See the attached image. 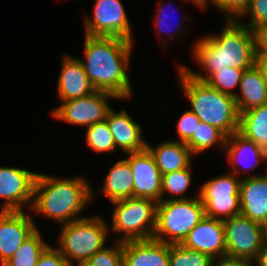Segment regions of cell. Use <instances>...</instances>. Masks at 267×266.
<instances>
[{
	"mask_svg": "<svg viewBox=\"0 0 267 266\" xmlns=\"http://www.w3.org/2000/svg\"><path fill=\"white\" fill-rule=\"evenodd\" d=\"M111 97L118 100L112 93L95 90L89 95L62 102L52 110V116L72 125L88 127L106 119L111 109L107 100Z\"/></svg>",
	"mask_w": 267,
	"mask_h": 266,
	"instance_id": "cell-11",
	"label": "cell"
},
{
	"mask_svg": "<svg viewBox=\"0 0 267 266\" xmlns=\"http://www.w3.org/2000/svg\"><path fill=\"white\" fill-rule=\"evenodd\" d=\"M244 71V69L227 67L213 73L205 82L221 93L235 97L236 92L231 89L240 85Z\"/></svg>",
	"mask_w": 267,
	"mask_h": 266,
	"instance_id": "cell-30",
	"label": "cell"
},
{
	"mask_svg": "<svg viewBox=\"0 0 267 266\" xmlns=\"http://www.w3.org/2000/svg\"><path fill=\"white\" fill-rule=\"evenodd\" d=\"M193 59L207 75L181 65L193 78L206 81L213 73L227 67L250 69L256 64L254 31L239 20H226L220 35L209 34L194 43Z\"/></svg>",
	"mask_w": 267,
	"mask_h": 266,
	"instance_id": "cell-1",
	"label": "cell"
},
{
	"mask_svg": "<svg viewBox=\"0 0 267 266\" xmlns=\"http://www.w3.org/2000/svg\"><path fill=\"white\" fill-rule=\"evenodd\" d=\"M24 211H0V264L3 266L38 227Z\"/></svg>",
	"mask_w": 267,
	"mask_h": 266,
	"instance_id": "cell-14",
	"label": "cell"
},
{
	"mask_svg": "<svg viewBox=\"0 0 267 266\" xmlns=\"http://www.w3.org/2000/svg\"><path fill=\"white\" fill-rule=\"evenodd\" d=\"M254 263H257L255 266H267V243H263Z\"/></svg>",
	"mask_w": 267,
	"mask_h": 266,
	"instance_id": "cell-39",
	"label": "cell"
},
{
	"mask_svg": "<svg viewBox=\"0 0 267 266\" xmlns=\"http://www.w3.org/2000/svg\"><path fill=\"white\" fill-rule=\"evenodd\" d=\"M255 35V48H256V60L267 61V25L256 28Z\"/></svg>",
	"mask_w": 267,
	"mask_h": 266,
	"instance_id": "cell-36",
	"label": "cell"
},
{
	"mask_svg": "<svg viewBox=\"0 0 267 266\" xmlns=\"http://www.w3.org/2000/svg\"><path fill=\"white\" fill-rule=\"evenodd\" d=\"M224 151L228 153V161L233 166L230 173L235 174L237 177H239L238 174L242 169L248 172L247 176H245L247 178L257 176V174H250L249 171L251 169L254 170L260 162H264L265 150L257 146L252 140L246 138L239 131L226 138ZM243 164L244 166L239 169V166Z\"/></svg>",
	"mask_w": 267,
	"mask_h": 266,
	"instance_id": "cell-20",
	"label": "cell"
},
{
	"mask_svg": "<svg viewBox=\"0 0 267 266\" xmlns=\"http://www.w3.org/2000/svg\"><path fill=\"white\" fill-rule=\"evenodd\" d=\"M226 138L227 136L217 127L200 121L192 137L185 144L194 156L216 144L221 145L220 147L224 149Z\"/></svg>",
	"mask_w": 267,
	"mask_h": 266,
	"instance_id": "cell-26",
	"label": "cell"
},
{
	"mask_svg": "<svg viewBox=\"0 0 267 266\" xmlns=\"http://www.w3.org/2000/svg\"><path fill=\"white\" fill-rule=\"evenodd\" d=\"M112 132L115 147L124 153L139 152L147 148L142 138V128L126 110L116 112L112 108L108 111L106 119Z\"/></svg>",
	"mask_w": 267,
	"mask_h": 266,
	"instance_id": "cell-18",
	"label": "cell"
},
{
	"mask_svg": "<svg viewBox=\"0 0 267 266\" xmlns=\"http://www.w3.org/2000/svg\"><path fill=\"white\" fill-rule=\"evenodd\" d=\"M249 14V23L243 24L251 30L267 25V0H251L247 10L241 17Z\"/></svg>",
	"mask_w": 267,
	"mask_h": 266,
	"instance_id": "cell-33",
	"label": "cell"
},
{
	"mask_svg": "<svg viewBox=\"0 0 267 266\" xmlns=\"http://www.w3.org/2000/svg\"><path fill=\"white\" fill-rule=\"evenodd\" d=\"M133 176L129 162L125 158L120 159L107 173L99 192L111 202L133 197Z\"/></svg>",
	"mask_w": 267,
	"mask_h": 266,
	"instance_id": "cell-23",
	"label": "cell"
},
{
	"mask_svg": "<svg viewBox=\"0 0 267 266\" xmlns=\"http://www.w3.org/2000/svg\"><path fill=\"white\" fill-rule=\"evenodd\" d=\"M38 173L26 169L0 166V198L5 199L0 211H24L31 208Z\"/></svg>",
	"mask_w": 267,
	"mask_h": 266,
	"instance_id": "cell-12",
	"label": "cell"
},
{
	"mask_svg": "<svg viewBox=\"0 0 267 266\" xmlns=\"http://www.w3.org/2000/svg\"><path fill=\"white\" fill-rule=\"evenodd\" d=\"M210 3L218 10L220 9L222 13H226L227 20H239L249 7L251 0H206L203 9L205 10L207 4Z\"/></svg>",
	"mask_w": 267,
	"mask_h": 266,
	"instance_id": "cell-32",
	"label": "cell"
},
{
	"mask_svg": "<svg viewBox=\"0 0 267 266\" xmlns=\"http://www.w3.org/2000/svg\"><path fill=\"white\" fill-rule=\"evenodd\" d=\"M223 222L226 257L254 262L264 243L263 225L241 213Z\"/></svg>",
	"mask_w": 267,
	"mask_h": 266,
	"instance_id": "cell-9",
	"label": "cell"
},
{
	"mask_svg": "<svg viewBox=\"0 0 267 266\" xmlns=\"http://www.w3.org/2000/svg\"><path fill=\"white\" fill-rule=\"evenodd\" d=\"M81 176L61 179L38 173L29 210L51 217L61 225L76 221L94 196L89 182Z\"/></svg>",
	"mask_w": 267,
	"mask_h": 266,
	"instance_id": "cell-3",
	"label": "cell"
},
{
	"mask_svg": "<svg viewBox=\"0 0 267 266\" xmlns=\"http://www.w3.org/2000/svg\"><path fill=\"white\" fill-rule=\"evenodd\" d=\"M204 217V205L199 196L186 200L159 201L152 238L166 244H181Z\"/></svg>",
	"mask_w": 267,
	"mask_h": 266,
	"instance_id": "cell-6",
	"label": "cell"
},
{
	"mask_svg": "<svg viewBox=\"0 0 267 266\" xmlns=\"http://www.w3.org/2000/svg\"><path fill=\"white\" fill-rule=\"evenodd\" d=\"M86 132V143L93 150L98 153L115 152V142L112 132L106 120L97 122L88 126Z\"/></svg>",
	"mask_w": 267,
	"mask_h": 266,
	"instance_id": "cell-29",
	"label": "cell"
},
{
	"mask_svg": "<svg viewBox=\"0 0 267 266\" xmlns=\"http://www.w3.org/2000/svg\"><path fill=\"white\" fill-rule=\"evenodd\" d=\"M235 101L239 113L267 103V88L260 68L255 64L243 72Z\"/></svg>",
	"mask_w": 267,
	"mask_h": 266,
	"instance_id": "cell-22",
	"label": "cell"
},
{
	"mask_svg": "<svg viewBox=\"0 0 267 266\" xmlns=\"http://www.w3.org/2000/svg\"><path fill=\"white\" fill-rule=\"evenodd\" d=\"M214 261L206 253L188 249L182 244H170L169 266H213Z\"/></svg>",
	"mask_w": 267,
	"mask_h": 266,
	"instance_id": "cell-28",
	"label": "cell"
},
{
	"mask_svg": "<svg viewBox=\"0 0 267 266\" xmlns=\"http://www.w3.org/2000/svg\"><path fill=\"white\" fill-rule=\"evenodd\" d=\"M81 58L84 71L95 90L114 94L119 100L132 95V84L127 74L133 42L118 37L88 36L84 38Z\"/></svg>",
	"mask_w": 267,
	"mask_h": 266,
	"instance_id": "cell-2",
	"label": "cell"
},
{
	"mask_svg": "<svg viewBox=\"0 0 267 266\" xmlns=\"http://www.w3.org/2000/svg\"><path fill=\"white\" fill-rule=\"evenodd\" d=\"M264 243H267V222L263 225Z\"/></svg>",
	"mask_w": 267,
	"mask_h": 266,
	"instance_id": "cell-41",
	"label": "cell"
},
{
	"mask_svg": "<svg viewBox=\"0 0 267 266\" xmlns=\"http://www.w3.org/2000/svg\"><path fill=\"white\" fill-rule=\"evenodd\" d=\"M83 266H123L122 242L116 241L115 248L106 246L96 252Z\"/></svg>",
	"mask_w": 267,
	"mask_h": 266,
	"instance_id": "cell-31",
	"label": "cell"
},
{
	"mask_svg": "<svg viewBox=\"0 0 267 266\" xmlns=\"http://www.w3.org/2000/svg\"><path fill=\"white\" fill-rule=\"evenodd\" d=\"M190 168L191 166L189 165L187 168H184L182 170L162 175L161 201L190 199L187 196L183 197L187 189L190 187V184L192 183V174L190 172ZM167 192L169 196L168 198L166 197L164 199V194ZM174 194L176 197L173 196Z\"/></svg>",
	"mask_w": 267,
	"mask_h": 266,
	"instance_id": "cell-27",
	"label": "cell"
},
{
	"mask_svg": "<svg viewBox=\"0 0 267 266\" xmlns=\"http://www.w3.org/2000/svg\"><path fill=\"white\" fill-rule=\"evenodd\" d=\"M49 246L36 229L3 266H37L41 254Z\"/></svg>",
	"mask_w": 267,
	"mask_h": 266,
	"instance_id": "cell-25",
	"label": "cell"
},
{
	"mask_svg": "<svg viewBox=\"0 0 267 266\" xmlns=\"http://www.w3.org/2000/svg\"><path fill=\"white\" fill-rule=\"evenodd\" d=\"M57 91L59 99L63 102L78 99L95 91L79 58L65 54L62 59Z\"/></svg>",
	"mask_w": 267,
	"mask_h": 266,
	"instance_id": "cell-19",
	"label": "cell"
},
{
	"mask_svg": "<svg viewBox=\"0 0 267 266\" xmlns=\"http://www.w3.org/2000/svg\"><path fill=\"white\" fill-rule=\"evenodd\" d=\"M126 154L128 157L125 159L129 162L134 175L133 196L161 201L162 175L152 153L146 148Z\"/></svg>",
	"mask_w": 267,
	"mask_h": 266,
	"instance_id": "cell-13",
	"label": "cell"
},
{
	"mask_svg": "<svg viewBox=\"0 0 267 266\" xmlns=\"http://www.w3.org/2000/svg\"><path fill=\"white\" fill-rule=\"evenodd\" d=\"M226 173L204 182L198 196L207 217L225 220L240 214L239 186L241 178Z\"/></svg>",
	"mask_w": 267,
	"mask_h": 266,
	"instance_id": "cell-8",
	"label": "cell"
},
{
	"mask_svg": "<svg viewBox=\"0 0 267 266\" xmlns=\"http://www.w3.org/2000/svg\"><path fill=\"white\" fill-rule=\"evenodd\" d=\"M112 226L119 242L146 240L153 237L156 226L157 202L147 197H130L112 202Z\"/></svg>",
	"mask_w": 267,
	"mask_h": 266,
	"instance_id": "cell-7",
	"label": "cell"
},
{
	"mask_svg": "<svg viewBox=\"0 0 267 266\" xmlns=\"http://www.w3.org/2000/svg\"><path fill=\"white\" fill-rule=\"evenodd\" d=\"M264 161H265V162L267 161V149L265 150V153H264ZM266 170H267V169H266ZM264 175L267 176V172H266V174H264Z\"/></svg>",
	"mask_w": 267,
	"mask_h": 266,
	"instance_id": "cell-42",
	"label": "cell"
},
{
	"mask_svg": "<svg viewBox=\"0 0 267 266\" xmlns=\"http://www.w3.org/2000/svg\"><path fill=\"white\" fill-rule=\"evenodd\" d=\"M123 266H169L170 244L151 238L122 242Z\"/></svg>",
	"mask_w": 267,
	"mask_h": 266,
	"instance_id": "cell-17",
	"label": "cell"
},
{
	"mask_svg": "<svg viewBox=\"0 0 267 266\" xmlns=\"http://www.w3.org/2000/svg\"><path fill=\"white\" fill-rule=\"evenodd\" d=\"M256 65L260 68L263 77H264V81L266 84V88H267V61L266 60H256Z\"/></svg>",
	"mask_w": 267,
	"mask_h": 266,
	"instance_id": "cell-40",
	"label": "cell"
},
{
	"mask_svg": "<svg viewBox=\"0 0 267 266\" xmlns=\"http://www.w3.org/2000/svg\"><path fill=\"white\" fill-rule=\"evenodd\" d=\"M240 213L264 225L267 222V176L241 178L239 186Z\"/></svg>",
	"mask_w": 267,
	"mask_h": 266,
	"instance_id": "cell-16",
	"label": "cell"
},
{
	"mask_svg": "<svg viewBox=\"0 0 267 266\" xmlns=\"http://www.w3.org/2000/svg\"><path fill=\"white\" fill-rule=\"evenodd\" d=\"M161 1H159V8H158V12H159V15L155 18V21H154V26H156V29H157V31H158V35H159V33H162V32H165V33H168V29L171 27V26H169L168 25V23L167 22H170L171 23V21H167L166 23H165V19L167 18V20L169 19L168 17H167V12L166 13H163L164 12V6L162 5L161 6V3H160ZM169 8H172L171 6H169ZM166 26H165V25ZM178 24H180L179 22H178ZM173 26V25H172ZM175 26H177V25H175ZM163 27L165 28L166 27V29H165V31H164V29H163ZM174 27V26H173ZM168 28V29H167ZM177 30H176V32H178L180 35H183V33H182V30H181V32H179L180 30H179V26H177V27H175ZM173 30H174V28H172ZM172 31V30H171ZM169 34V33H168ZM173 31H172V36H173Z\"/></svg>",
	"mask_w": 267,
	"mask_h": 266,
	"instance_id": "cell-37",
	"label": "cell"
},
{
	"mask_svg": "<svg viewBox=\"0 0 267 266\" xmlns=\"http://www.w3.org/2000/svg\"><path fill=\"white\" fill-rule=\"evenodd\" d=\"M253 261H248V260H239V259H231V258H221V259H216L214 261L213 266H255ZM254 264V265H253Z\"/></svg>",
	"mask_w": 267,
	"mask_h": 266,
	"instance_id": "cell-38",
	"label": "cell"
},
{
	"mask_svg": "<svg viewBox=\"0 0 267 266\" xmlns=\"http://www.w3.org/2000/svg\"><path fill=\"white\" fill-rule=\"evenodd\" d=\"M147 148L154 156L161 175L187 168L194 157L185 143L175 140H167L155 147L147 143Z\"/></svg>",
	"mask_w": 267,
	"mask_h": 266,
	"instance_id": "cell-21",
	"label": "cell"
},
{
	"mask_svg": "<svg viewBox=\"0 0 267 266\" xmlns=\"http://www.w3.org/2000/svg\"><path fill=\"white\" fill-rule=\"evenodd\" d=\"M200 119L191 111L186 109L180 116L177 123V133L179 142L186 143L195 132Z\"/></svg>",
	"mask_w": 267,
	"mask_h": 266,
	"instance_id": "cell-34",
	"label": "cell"
},
{
	"mask_svg": "<svg viewBox=\"0 0 267 266\" xmlns=\"http://www.w3.org/2000/svg\"><path fill=\"white\" fill-rule=\"evenodd\" d=\"M184 247L206 253L214 260L226 257L224 222L205 216L181 243Z\"/></svg>",
	"mask_w": 267,
	"mask_h": 266,
	"instance_id": "cell-15",
	"label": "cell"
},
{
	"mask_svg": "<svg viewBox=\"0 0 267 266\" xmlns=\"http://www.w3.org/2000/svg\"><path fill=\"white\" fill-rule=\"evenodd\" d=\"M37 266H70L61 252L51 245L41 254Z\"/></svg>",
	"mask_w": 267,
	"mask_h": 266,
	"instance_id": "cell-35",
	"label": "cell"
},
{
	"mask_svg": "<svg viewBox=\"0 0 267 266\" xmlns=\"http://www.w3.org/2000/svg\"><path fill=\"white\" fill-rule=\"evenodd\" d=\"M102 218L91 215L62 225L57 249L70 266H83L96 252L106 247L110 229Z\"/></svg>",
	"mask_w": 267,
	"mask_h": 266,
	"instance_id": "cell-5",
	"label": "cell"
},
{
	"mask_svg": "<svg viewBox=\"0 0 267 266\" xmlns=\"http://www.w3.org/2000/svg\"><path fill=\"white\" fill-rule=\"evenodd\" d=\"M93 15L85 18V35L118 37L133 42V33L121 0H95Z\"/></svg>",
	"mask_w": 267,
	"mask_h": 266,
	"instance_id": "cell-10",
	"label": "cell"
},
{
	"mask_svg": "<svg viewBox=\"0 0 267 266\" xmlns=\"http://www.w3.org/2000/svg\"><path fill=\"white\" fill-rule=\"evenodd\" d=\"M239 132L267 149V103L240 113Z\"/></svg>",
	"mask_w": 267,
	"mask_h": 266,
	"instance_id": "cell-24",
	"label": "cell"
},
{
	"mask_svg": "<svg viewBox=\"0 0 267 266\" xmlns=\"http://www.w3.org/2000/svg\"><path fill=\"white\" fill-rule=\"evenodd\" d=\"M177 66L180 86L191 105L189 110L200 121L217 127L227 137L239 131L240 113L235 98L193 78L180 64Z\"/></svg>",
	"mask_w": 267,
	"mask_h": 266,
	"instance_id": "cell-4",
	"label": "cell"
}]
</instances>
